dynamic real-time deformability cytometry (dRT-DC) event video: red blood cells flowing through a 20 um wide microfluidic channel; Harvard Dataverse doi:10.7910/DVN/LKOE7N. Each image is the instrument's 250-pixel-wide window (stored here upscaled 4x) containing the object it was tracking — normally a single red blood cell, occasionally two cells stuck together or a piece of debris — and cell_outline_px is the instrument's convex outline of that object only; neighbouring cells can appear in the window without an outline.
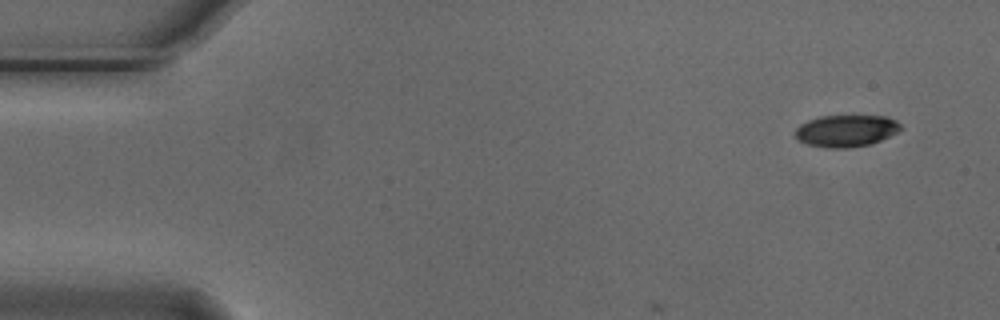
{"species": "Egyptian fruit bat (a non-hibernating species)", "species_latin": "Rousettus aegyptiacus", "temperature_condition": "cold", "stored_images_in_passage": 5, "camera_frame_rate_fps": 3000, "um_per_image_px": 0.085, "animal": {"sex": "male"}, "frame": {"image": 1, "passage_image": 1, "time_ms": 0.0, "image_size_px": [1000, 320], "cell_outline_px": [[904, 128], [872, 144], [848, 148], [828, 148], [808, 144], [800, 140], [796, 136], [796, 128], [800, 124], [808, 120], [820, 116], [884, 116], [896, 120]], "centroid_in_image_um": [71.94, 11.11], "position_along_channel_um": 13.1, "area_um2": 19.48}}
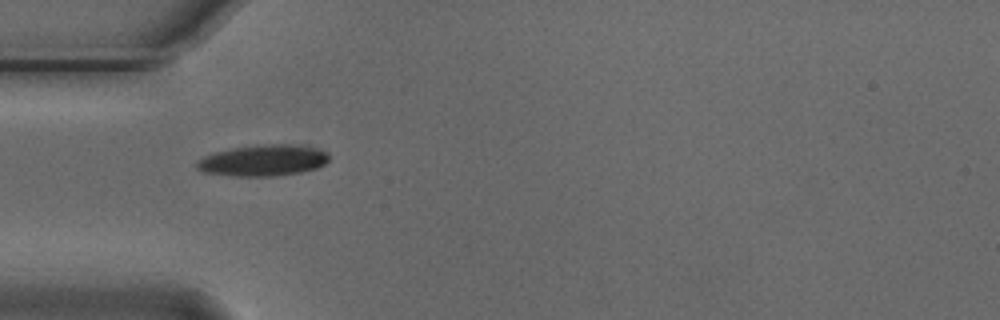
{"frame": {"image": 2, "passage_image": 4, "time_ms": 1.0, "image_size_px": [1000, 320], "cell_outline_px": [[328, 160], [324, 164], [316, 168], [300, 172], [276, 176], [236, 176], [204, 172], [196, 168], [196, 160], [204, 156], [216, 152], [232, 148], [256, 144], [300, 144], [316, 148], [328, 152]], "centroid_in_image_um": [22.37, 13.62], "position_along_channel_um": 62.6, "area_um2": 24.22}}
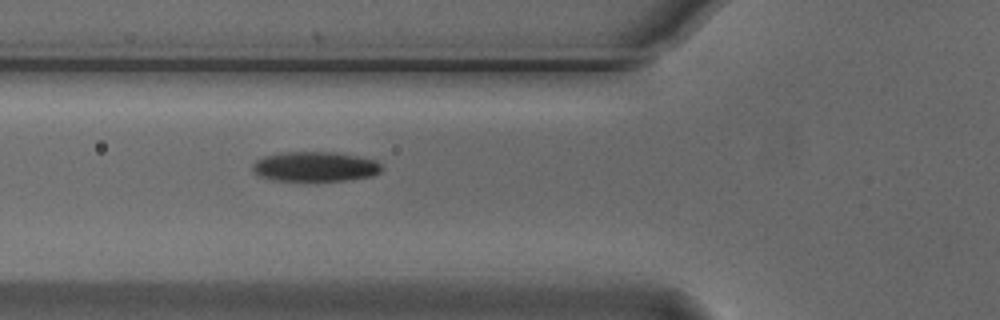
{"frame": {"image": 3, "passage_image": 5, "time_ms": 1.333, "image_size_px": [1000, 320], "cell_outline_px": [[384, 168], [380, 172], [372, 176], [348, 180], [316, 184], [272, 180], [256, 176], [252, 172], [252, 164], [256, 160], [264, 156], [280, 152], [332, 152], [356, 156], [376, 160]], "centroid_in_image_um": [26.73, 14.22], "position_along_channel_um": 99.1, "area_um2": 23.64}}